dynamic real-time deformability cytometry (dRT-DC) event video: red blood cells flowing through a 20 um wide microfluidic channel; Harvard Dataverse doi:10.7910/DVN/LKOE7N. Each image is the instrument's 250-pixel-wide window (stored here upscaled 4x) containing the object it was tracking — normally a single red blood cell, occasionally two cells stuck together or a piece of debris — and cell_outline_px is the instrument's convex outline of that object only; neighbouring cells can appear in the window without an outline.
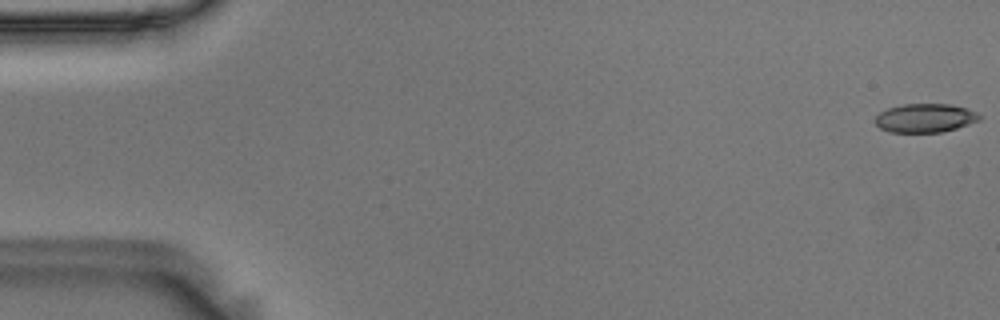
{"species": "Egyptian fruit bat (a non-hibernating species)", "species_latin": "Rousettus aegyptiacus", "temperature_condition": "room temperature", "stored_images_in_passage": 56, "camera_frame_rate_fps": 3000, "um_per_image_px": 0.085, "animal": {"sex": "male"}, "frame": {"image": 1, "passage_image": 1, "time_ms": 0.0, "image_size_px": [1000, 320], "cell_outline_px": [[980, 120], [944, 132], [888, 132], [880, 128], [876, 124], [876, 116], [880, 112], [888, 108], [904, 104], [948, 104], [968, 108], [976, 112], [980, 116]], "centroid_in_image_um": [78.64, 10.03], "position_along_channel_um": 6.4, "area_um2": 17.4}}
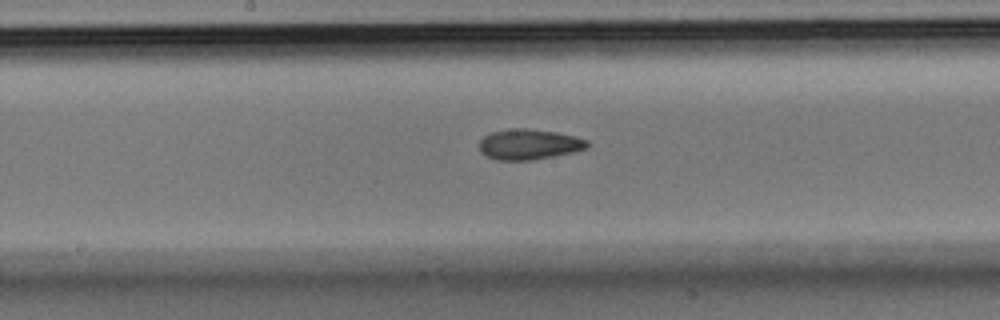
{"frame": {"image": 2, "passage_image": 29, "time_ms": 9.333, "image_size_px": [1000, 320], "cell_outline_px": [[588, 148], [572, 152], [532, 160], [496, 160], [480, 152], [480, 140], [484, 136], [492, 132], [512, 128], [524, 128], [556, 132], [576, 136], [588, 140]], "centroid_in_image_um": [44.97, 12.26], "position_along_channel_um": 203.2, "area_um2": 19.07}}
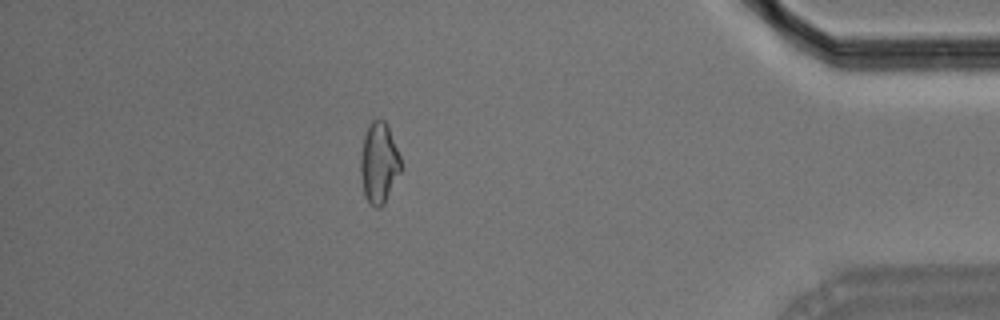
{"frame": {"image": 3, "passage_image": 49, "time_ms": 16.0, "image_size_px": [1000, 320], "cell_outline_px": [[404, 168], [384, 204], [380, 208], [376, 208], [364, 196], [360, 176], [360, 160], [364, 136], [368, 124], [372, 120], [384, 120], [388, 124], [400, 156]], "centroid_in_image_um": [32.24, 13.86], "position_along_channel_um": 403.0, "area_um2": 19.42}, "authors_computed_cell_mechanics": {"area_um2": 18.6983, "velocity_mm_per_s": 3.6352, "shape_relaxation_time_tau1_ms": 7.3201, "shape_relaxation_time_tau2_ms": 3.6421, "deformation_change_tau1": 0.1582, "deformation_change_tau2": 0.1082}}